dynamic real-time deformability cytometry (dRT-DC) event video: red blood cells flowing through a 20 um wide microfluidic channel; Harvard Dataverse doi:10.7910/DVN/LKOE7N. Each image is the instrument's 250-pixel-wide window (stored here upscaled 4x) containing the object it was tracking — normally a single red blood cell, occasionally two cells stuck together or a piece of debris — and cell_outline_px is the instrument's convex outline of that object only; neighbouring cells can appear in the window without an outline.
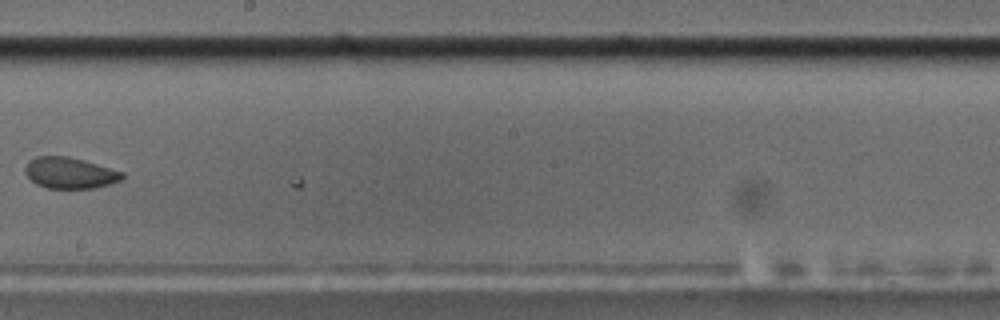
{"species": "common noctule bat (a hibernating species)", "species_latin": "Nyctalus noctula", "temperature_condition": "cold", "stored_images_in_passage": 36, "camera_frame_rate_fps": 3000, "um_per_image_px": 0.085, "animal": {"sex": "male", "body_mass_g": 17.5, "forearm_length_mm": 52.3}, "frame": {"image": 1, "passage_image": 35, "time_ms": 11.333, "image_size_px": [1000, 320], "cell_outline_px": [[124, 176], [120, 180], [96, 188], [48, 188], [36, 184], [24, 172], [24, 168], [28, 160], [36, 156], [68, 156], [84, 160], [124, 172]], "centroid_in_image_um": [5.91, 14.69], "position_along_channel_um": 242.3, "area_um2": 17.63}}